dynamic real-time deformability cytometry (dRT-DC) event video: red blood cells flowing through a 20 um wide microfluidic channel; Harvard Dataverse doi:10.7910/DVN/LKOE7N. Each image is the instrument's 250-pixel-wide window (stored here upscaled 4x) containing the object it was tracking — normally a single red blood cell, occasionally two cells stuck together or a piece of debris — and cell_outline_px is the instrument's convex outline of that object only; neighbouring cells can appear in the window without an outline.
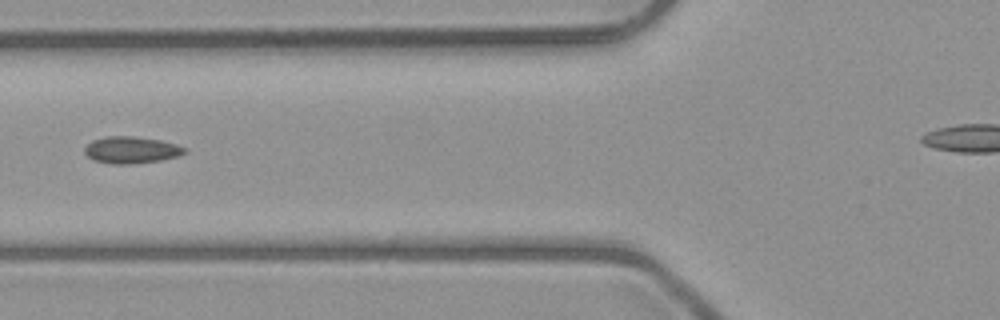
{"species": "common noctule bat (a hibernating species)", "species_latin": "Nyctalus noctula", "temperature_condition": "room temperature", "stored_images_in_passage": 7, "camera_frame_rate_fps": 3000, "um_per_image_px": 0.085, "animal": {"sex": "male", "body_mass_g": 23.1, "forearm_length_mm": 52.7}, "frame": {"image": 1, "passage_image": 7, "time_ms": 6.667, "image_size_px": [1000, 320], "cell_outline_px": [[188, 152], [180, 156], [160, 160], [128, 164], [112, 164], [92, 160], [84, 152], [84, 148], [92, 140], [104, 136], [132, 136], [160, 140], [176, 144], [188, 148]], "centroid_in_image_um": [11.18, 12.74], "position_along_channel_um": 114.6, "area_um2": 15.78}}